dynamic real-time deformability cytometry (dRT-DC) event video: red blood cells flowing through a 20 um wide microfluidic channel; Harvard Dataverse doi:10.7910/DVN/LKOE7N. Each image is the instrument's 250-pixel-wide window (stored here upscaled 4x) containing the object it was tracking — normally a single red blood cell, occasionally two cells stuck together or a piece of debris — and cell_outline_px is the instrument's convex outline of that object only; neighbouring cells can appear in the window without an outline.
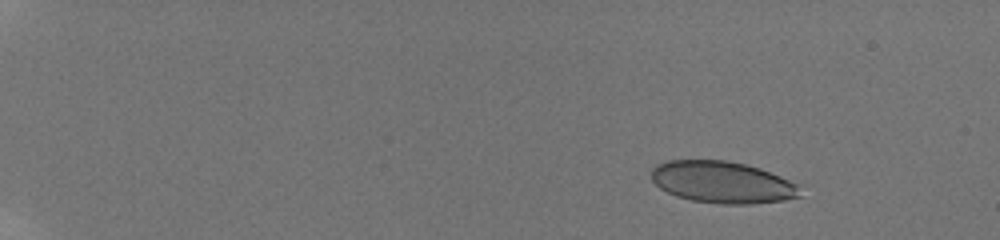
{"species": "human", "species_latin": "Homo sapiens", "temperature_condition": "room temperature", "stored_images_in_passage": 8, "camera_frame_rate_fps": 3000, "um_per_image_px": 0.085, "donor": {"sex": "male"}, "frame": {"image": 1, "passage_image": 3, "time_ms": 2.333, "image_size_px": [1000, 240], "cell_outline_px": [[804, 196], [784, 200], [752, 204], [724, 204], [692, 200], [676, 196], [660, 188], [652, 180], [652, 168], [656, 164], [668, 160], [728, 160], [760, 168], [800, 184]], "centroid_in_image_um": [61.45, 15.49], "position_along_channel_um": 23.5, "area_um2": 36.53}}
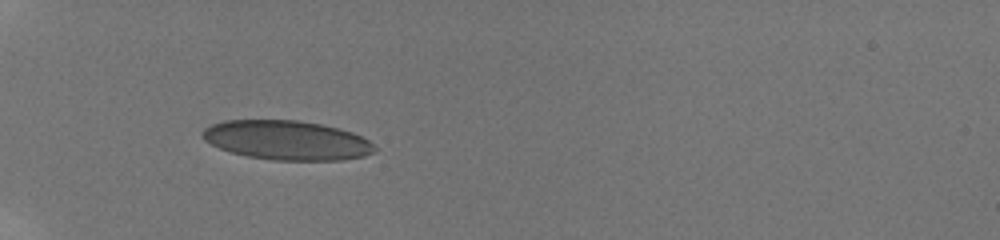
{"frame": {"image": 2, "passage_image": 7, "time_ms": 6.667, "image_size_px": [1000, 240], "cell_outline_px": [[376, 152], [364, 156], [344, 160], [272, 160], [248, 156], [232, 152], [220, 148], [204, 140], [200, 136], [200, 132], [204, 128], [212, 124], [224, 120], [296, 120], [320, 124], [340, 128], [352, 132], [368, 140], [376, 148]], "centroid_in_image_um": [24.37, 11.92], "position_along_channel_um": 60.6, "area_um2": 39.54}}